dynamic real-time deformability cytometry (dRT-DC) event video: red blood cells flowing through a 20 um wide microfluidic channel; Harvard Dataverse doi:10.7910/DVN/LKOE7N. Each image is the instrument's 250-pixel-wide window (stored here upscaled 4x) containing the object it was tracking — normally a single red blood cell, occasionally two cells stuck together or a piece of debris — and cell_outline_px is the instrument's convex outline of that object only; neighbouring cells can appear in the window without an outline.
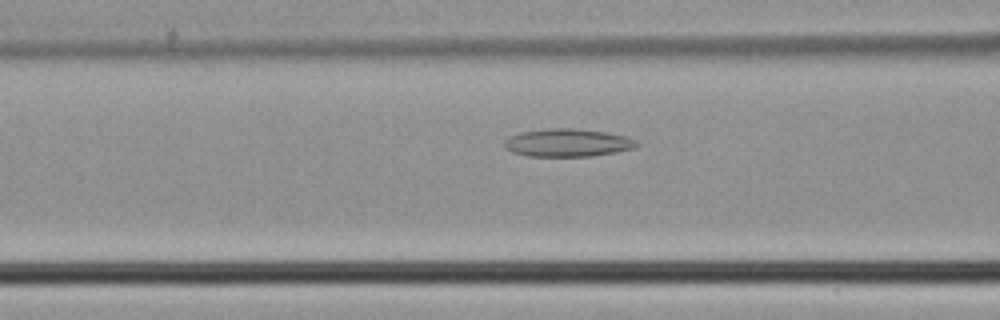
{"species": "common noctule bat (a hibernating species)", "species_latin": "Nyctalus noctula", "temperature_condition": "cold", "stored_images_in_passage": 29, "camera_frame_rate_fps": 3000, "um_per_image_px": 0.085, "animal": {"sex": "male", "body_mass_g": 21.5, "forearm_length_mm": 52.0}, "frame": {"image": 1, "passage_image": 4, "time_ms": 1.0, "image_size_px": [1000, 320], "cell_outline_px": [[640, 144], [636, 148], [616, 152], [592, 156], [524, 156], [512, 152], [504, 148], [504, 140], [508, 136], [520, 132], [548, 128], [576, 128], [604, 132], [628, 136], [636, 140]], "centroid_in_image_um": [48.24, 12.13], "position_along_channel_um": 118.4, "area_um2": 21.85}}
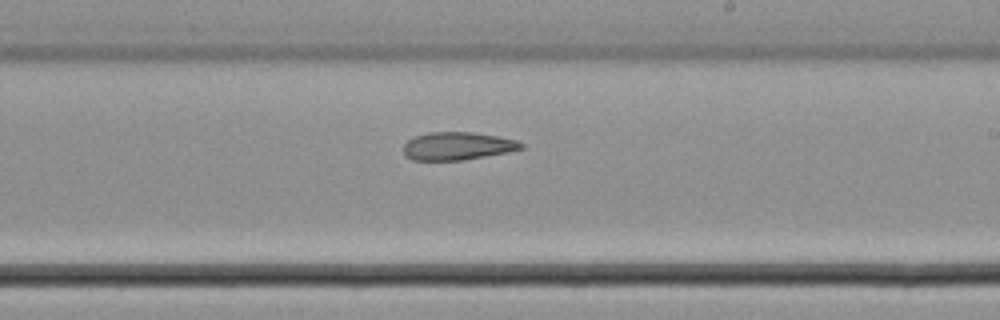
{"frame": {"image": 2, "passage_image": 13, "time_ms": 4.0, "image_size_px": [1000, 320], "cell_outline_px": [[524, 148], [508, 152], [464, 160], [412, 160], [404, 152], [404, 144], [408, 140], [416, 136], [428, 132], [472, 132], [500, 136], [516, 140], [524, 144]], "centroid_in_image_um": [38.92, 12.41], "position_along_channel_um": 250.1, "area_um2": 19.13}}
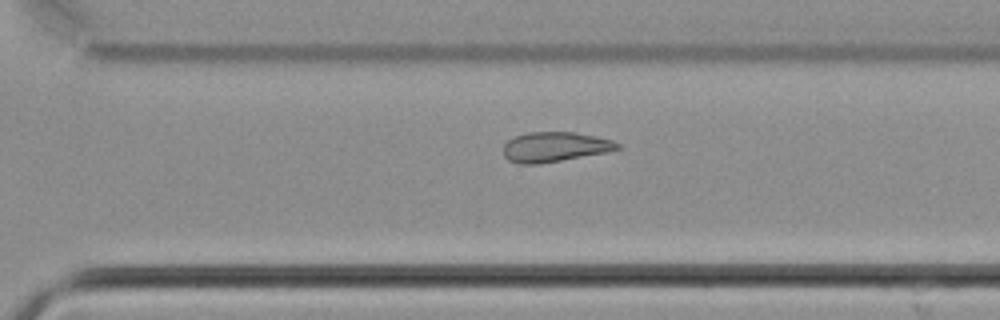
{"frame": {"image": 3, "passage_image": 18, "time_ms": 5.667, "image_size_px": [1000, 320], "cell_outline_px": [[620, 148], [608, 152], [540, 164], [516, 164], [508, 160], [504, 156], [504, 144], [508, 140], [516, 136], [528, 132], [572, 132], [612, 140], [620, 144]], "centroid_in_image_um": [47.13, 12.5], "position_along_channel_um": 323.5, "area_um2": 19.83}}